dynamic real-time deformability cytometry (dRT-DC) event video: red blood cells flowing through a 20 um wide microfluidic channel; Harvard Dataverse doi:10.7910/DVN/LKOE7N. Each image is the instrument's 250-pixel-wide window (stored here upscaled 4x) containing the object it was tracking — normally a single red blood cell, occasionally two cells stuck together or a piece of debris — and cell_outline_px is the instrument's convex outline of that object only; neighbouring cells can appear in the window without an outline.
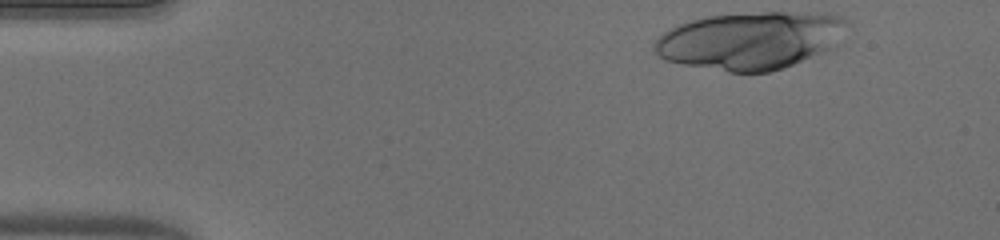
{"species": "human", "species_latin": "Homo sapiens", "temperature_condition": "warm", "stored_images_in_passage": 36, "segment_of_instrument_passage": [1, 2], "camera_frame_rate_fps": 3000, "um_per_image_px": 0.085, "donor": {"sex": "male"}, "frame": {"image": 1, "passage_image": 1, "time_ms": 0.0, "image_size_px": [1000, 240], "cell_outline_px": [[848, 20], [828, 48], [820, 52], [784, 68], [768, 72], [728, 72], [684, 64], [664, 60], [652, 48], [652, 44], [664, 32], [676, 24], [704, 16], [764, 12], [828, 12], [840, 16]], "centroid_in_image_um": [63.68, 3.42], "position_along_channel_um": 21.3, "area_um2": 63.93}}